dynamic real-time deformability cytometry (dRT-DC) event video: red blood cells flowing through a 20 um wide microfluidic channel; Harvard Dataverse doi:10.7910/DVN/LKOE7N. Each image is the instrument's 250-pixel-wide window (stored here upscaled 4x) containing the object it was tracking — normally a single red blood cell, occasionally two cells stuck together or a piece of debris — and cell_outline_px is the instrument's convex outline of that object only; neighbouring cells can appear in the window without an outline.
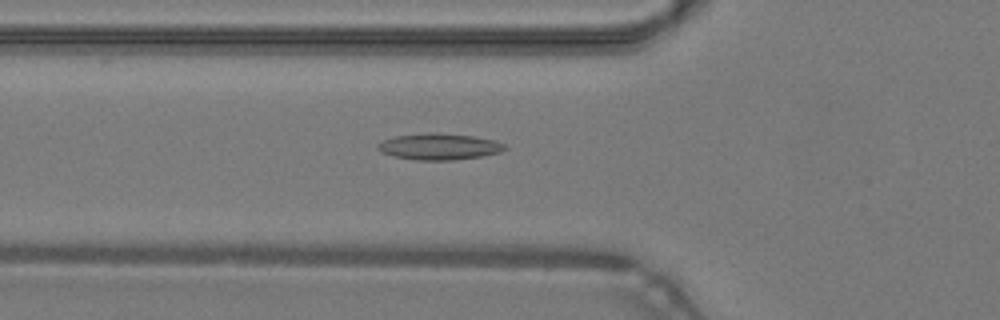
{"species": "common noctule bat (a hibernating species)", "species_latin": "Nyctalus noctula", "temperature_condition": "warm", "stored_images_in_passage": 42, "camera_frame_rate_fps": 3000, "um_per_image_px": 0.085, "animal": {"sex": "male", "body_mass_g": 19.2, "forearm_length_mm": 51.8}, "frame": {"image": 1, "passage_image": 17, "time_ms": 5.333, "image_size_px": [1000, 320], "cell_outline_px": [[508, 148], [500, 152], [484, 156], [452, 160], [420, 160], [392, 156], [376, 148], [376, 144], [384, 140], [396, 136], [424, 132], [436, 132], [472, 136], [492, 140], [504, 144]], "centroid_in_image_um": [37.33, 12.45], "position_along_channel_um": 88.5, "area_um2": 19.48}}
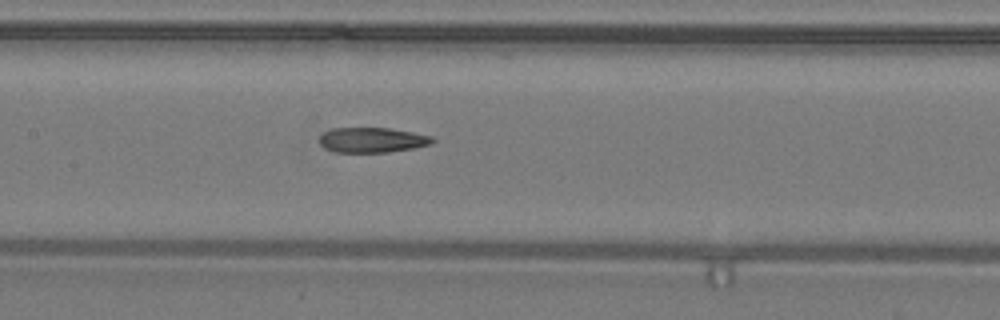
{"frame": {"image": 2, "passage_image": 23, "time_ms": 7.333, "image_size_px": [1000, 320], "cell_outline_px": [[436, 140], [432, 144], [412, 148], [388, 152], [336, 152], [324, 148], [320, 144], [320, 136], [324, 132], [332, 128], [392, 128], [432, 136]], "centroid_in_image_um": [31.65, 11.89], "position_along_channel_um": 175.8, "area_um2": 16.53}}
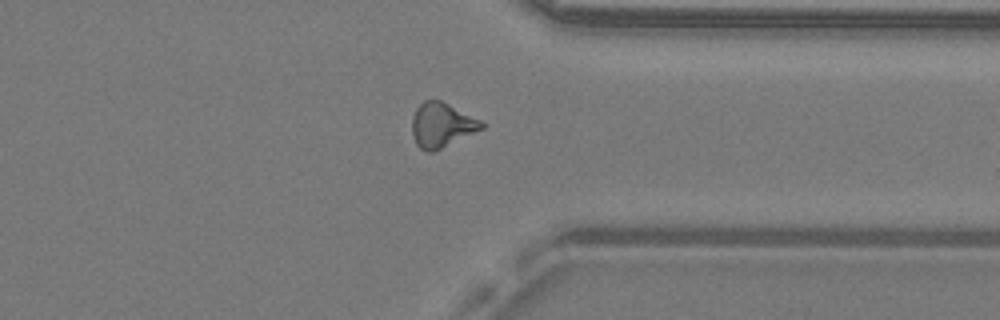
{"frame": {"image": 3, "passage_image": 37, "time_ms": 12.0, "image_size_px": [1000, 320], "cell_outline_px": [[484, 128], [432, 152], [428, 152], [420, 148], [416, 144], [412, 136], [412, 116], [416, 108], [424, 100], [440, 100], [480, 120], [484, 124]], "centroid_in_image_um": [37.5, 10.63], "position_along_channel_um": 373.9, "area_um2": 17.8}}